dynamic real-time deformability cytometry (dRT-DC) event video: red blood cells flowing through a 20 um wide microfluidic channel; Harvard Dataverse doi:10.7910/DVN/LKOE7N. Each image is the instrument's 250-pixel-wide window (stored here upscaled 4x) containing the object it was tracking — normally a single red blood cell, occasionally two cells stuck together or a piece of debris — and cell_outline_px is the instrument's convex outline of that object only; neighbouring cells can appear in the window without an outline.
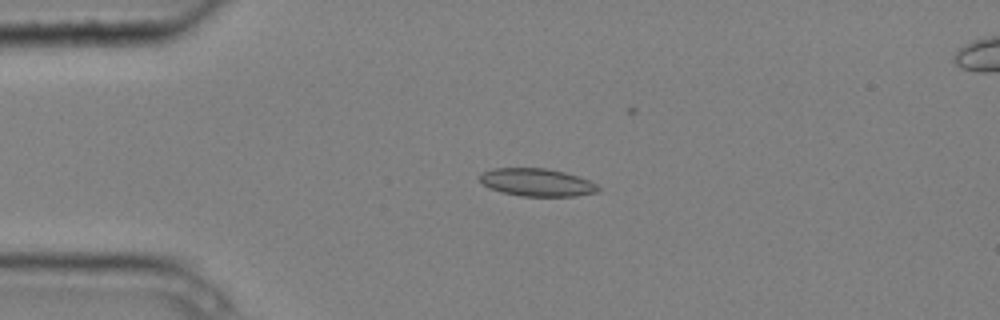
{"species": "common noctule bat (a hibernating species)", "species_latin": "Nyctalus noctula", "temperature_condition": "cold", "stored_images_in_passage": 5, "camera_frame_rate_fps": 3000, "um_per_image_px": 0.085, "animal": {"sex": "male", "body_mass_g": 20.4}, "frame": {"image": 1, "passage_image": 3, "time_ms": 0.667, "image_size_px": [1000, 320], "cell_outline_px": [[600, 192], [576, 196], [520, 196], [504, 192], [492, 188], [484, 184], [480, 180], [480, 176], [484, 172], [492, 168], [548, 168], [564, 172], [588, 180], [596, 184], [600, 188]], "centroid_in_image_um": [45.68, 15.5], "position_along_channel_um": 39.3, "area_um2": 18.96}}
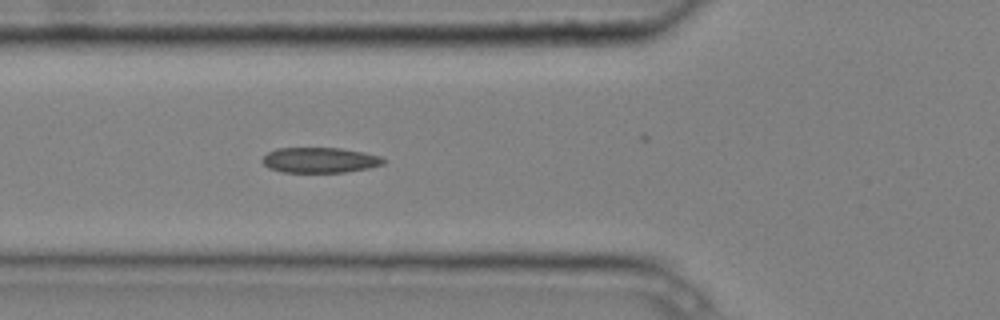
{"frame": {"image": 2, "passage_image": 5, "time_ms": 1.333, "image_size_px": [1000, 320], "cell_outline_px": [[384, 164], [368, 168], [344, 172], [284, 172], [268, 168], [264, 164], [264, 156], [268, 152], [276, 148], [340, 148], [364, 152], [380, 156], [384, 160]], "centroid_in_image_um": [27.19, 13.6], "position_along_channel_um": 98.6, "area_um2": 17.74}}